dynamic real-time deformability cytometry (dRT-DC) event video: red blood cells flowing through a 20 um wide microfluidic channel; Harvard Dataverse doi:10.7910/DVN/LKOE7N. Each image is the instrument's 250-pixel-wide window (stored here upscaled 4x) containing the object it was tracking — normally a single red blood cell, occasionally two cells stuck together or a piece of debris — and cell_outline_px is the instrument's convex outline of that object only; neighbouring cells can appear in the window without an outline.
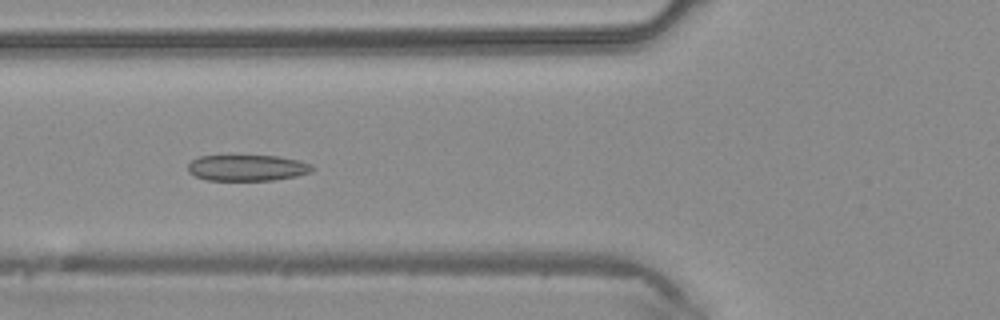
{"species": "common noctule bat (a hibernating species)", "species_latin": "Nyctalus noctula", "temperature_condition": "warm", "stored_images_in_passage": 32, "camera_frame_rate_fps": 3000, "um_per_image_px": 0.085, "animal": {"sex": "male", "body_mass_g": 20.4}, "frame": {"image": 1, "passage_image": 7, "time_ms": 2.0, "image_size_px": [1000, 320], "cell_outline_px": [[316, 168], [312, 172], [296, 176], [272, 180], [208, 180], [196, 176], [188, 172], [188, 164], [192, 160], [200, 156], [280, 156], [312, 164]], "centroid_in_image_um": [21.04, 14.26], "position_along_channel_um": 104.8, "area_um2": 18.84}}
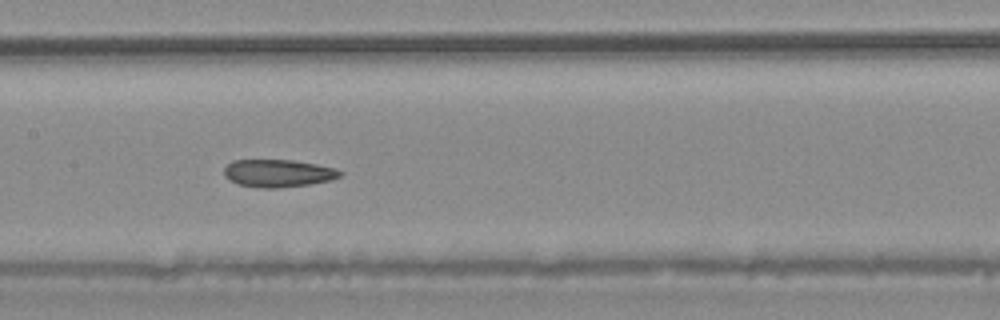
{"frame": {"image": 2, "passage_image": 12, "time_ms": 3.667, "image_size_px": [1000, 320], "cell_outline_px": [[344, 172], [340, 176], [332, 180], [308, 184], [280, 188], [260, 188], [240, 184], [228, 180], [224, 176], [224, 168], [232, 160], [292, 160], [316, 164], [336, 168]], "centroid_in_image_um": [23.64, 14.72], "position_along_channel_um": 183.8, "area_um2": 18.73}}
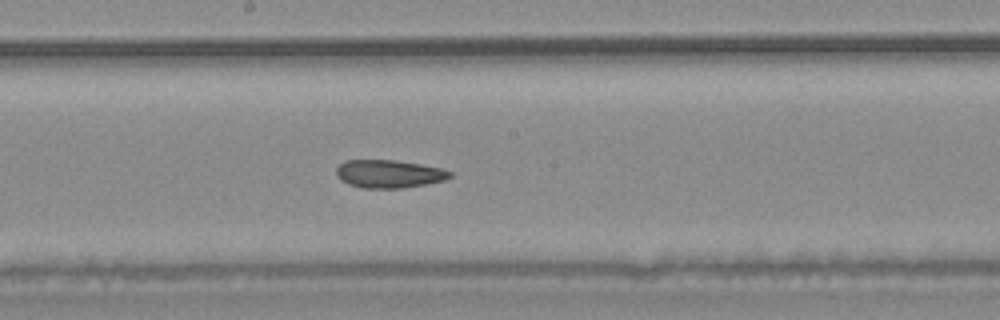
{"frame": {"image": 3, "passage_image": 14, "time_ms": 4.333, "image_size_px": [1000, 320], "cell_outline_px": [[452, 176], [444, 180], [424, 184], [400, 188], [364, 188], [348, 184], [340, 180], [336, 176], [336, 168], [344, 160], [396, 160], [420, 164], [440, 168], [452, 172]], "centroid_in_image_um": [33.02, 14.77], "position_along_channel_um": 215.2, "area_um2": 18.5}}